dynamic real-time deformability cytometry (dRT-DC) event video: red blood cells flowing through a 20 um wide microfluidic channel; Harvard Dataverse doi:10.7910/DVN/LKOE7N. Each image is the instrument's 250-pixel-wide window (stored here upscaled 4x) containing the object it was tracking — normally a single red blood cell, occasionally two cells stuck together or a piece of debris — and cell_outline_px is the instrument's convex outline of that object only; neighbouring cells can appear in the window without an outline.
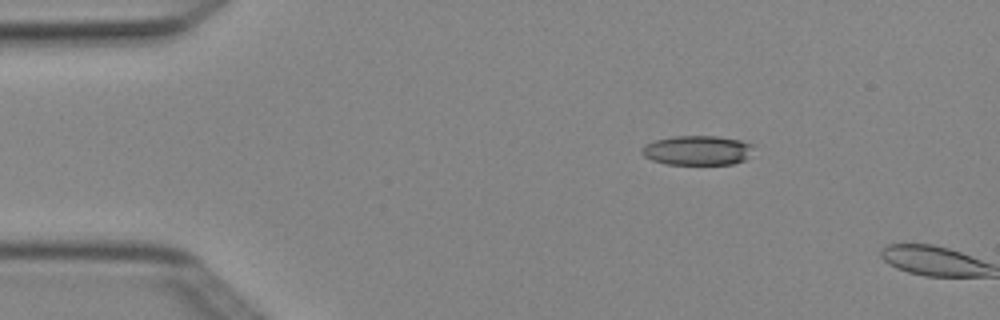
{"species": "Egyptian fruit bat (a non-hibernating species)", "species_latin": "Rousettus aegyptiacus", "temperature_condition": "cold", "stored_images_in_passage": 5, "camera_frame_rate_fps": 3000, "um_per_image_px": 0.085, "animal": {"sex": "female"}, "frame": {"image": 1, "passage_image": 5, "time_ms": 1.333, "image_size_px": [1000, 320], "cell_outline_px": [[752, 144], [748, 156], [744, 160], [732, 164], [664, 164], [652, 160], [644, 156], [640, 152], [640, 148], [644, 144], [656, 140], [672, 136], [716, 136], [740, 140]], "centroid_in_image_um": [59.21, 12.78], "position_along_channel_um": 25.8, "area_um2": 19.19}}